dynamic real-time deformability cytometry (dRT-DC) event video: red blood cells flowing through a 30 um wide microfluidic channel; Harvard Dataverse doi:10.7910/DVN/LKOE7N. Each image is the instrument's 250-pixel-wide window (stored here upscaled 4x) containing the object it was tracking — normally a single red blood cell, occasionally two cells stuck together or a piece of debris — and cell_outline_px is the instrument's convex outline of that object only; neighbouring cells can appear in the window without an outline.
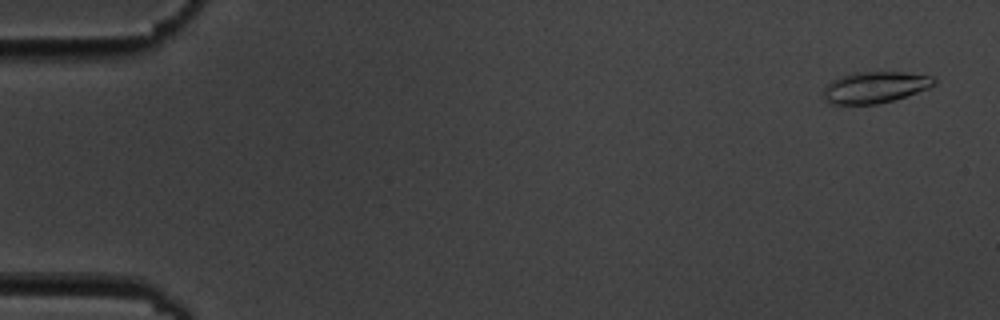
{"species": "common noctule bat (a hibernating species)", "species_latin": "Nyctalus noctula", "temperature_condition": "cold", "stored_images_in_passage": 7, "camera_frame_rate_fps": 3000, "um_per_image_px": 0.085, "animal": {"sex": "male", "body_mass_g": 19.5, "forearm_length_mm": 54.6}, "frame": {"image": 1, "passage_image": 1, "time_ms": 0.0, "image_size_px": [1000, 320], "cell_outline_px": [[936, 84], [928, 88], [892, 100], [876, 104], [832, 104], [824, 100], [824, 88], [832, 80], [840, 76], [852, 72], [908, 72], [932, 76], [936, 80]], "centroid_in_image_um": [74.36, 7.4], "position_along_channel_um": 10.6, "area_um2": 20.17}}
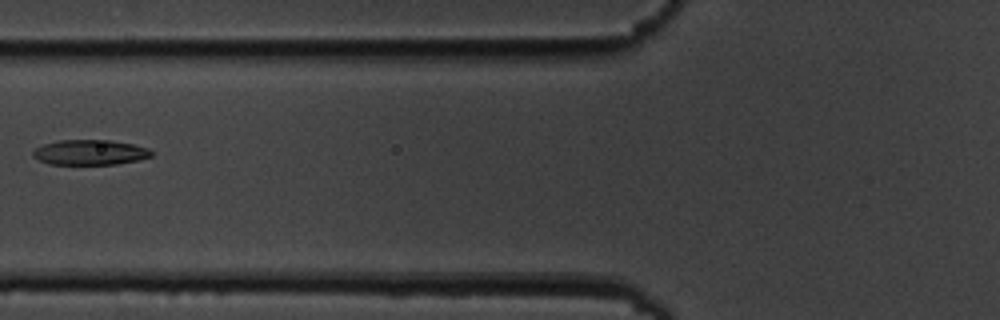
{"frame": {"image": 2, "passage_image": 7, "time_ms": 7.0, "image_size_px": [1000, 320], "cell_outline_px": [[156, 152], [152, 156], [136, 160], [116, 164], [48, 164], [32, 156], [32, 152], [36, 148], [44, 144], [60, 140], [108, 140], [132, 144], [148, 148]], "centroid_in_image_um": [7.66, 12.95], "position_along_channel_um": 118.1, "area_um2": 17.28}}